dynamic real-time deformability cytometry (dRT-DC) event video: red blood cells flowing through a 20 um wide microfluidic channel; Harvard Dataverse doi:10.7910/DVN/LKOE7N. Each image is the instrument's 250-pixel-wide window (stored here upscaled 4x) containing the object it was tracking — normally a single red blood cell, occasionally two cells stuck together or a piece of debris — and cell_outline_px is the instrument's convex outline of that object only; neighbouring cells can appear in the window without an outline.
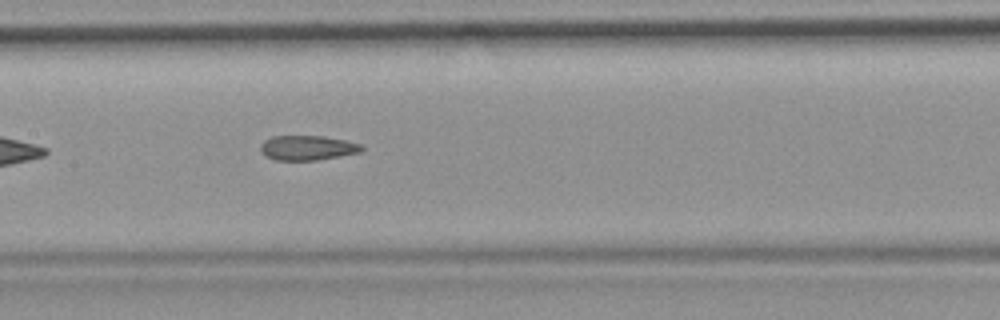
{"species": "common noctule bat (a hibernating species)", "species_latin": "Nyctalus noctula", "temperature_condition": "room temperature", "stored_images_in_passage": 40, "camera_frame_rate_fps": 3000, "um_per_image_px": 0.085, "animal": {"sex": "female", "body_mass_g": 19.9}, "frame": {"image": 1, "passage_image": 12, "time_ms": 3.667, "image_size_px": [1000, 320], "cell_outline_px": [[364, 148], [360, 152], [340, 156], [316, 160], [276, 160], [264, 156], [260, 152], [260, 144], [264, 140], [272, 136], [324, 136], [344, 140], [360, 144]], "centroid_in_image_um": [26.08, 12.56], "position_along_channel_um": 181.3, "area_um2": 14.62}, "authors_computed_cell_mechanics": {"area_um2": 15.028, "velocity_mm_per_s": 3.7916, "shape_relaxation_time_tau1_ms": null, "shape_relaxation_time_tau2_ms": 4.1109, "deformation_change_tau1": null, "deformation_change_tau2": 0.1191}}